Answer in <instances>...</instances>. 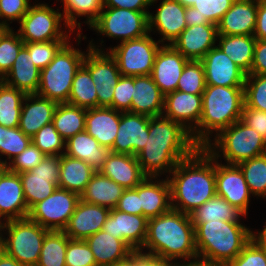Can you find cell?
Instances as JSON below:
<instances>
[{
    "mask_svg": "<svg viewBox=\"0 0 266 266\" xmlns=\"http://www.w3.org/2000/svg\"><path fill=\"white\" fill-rule=\"evenodd\" d=\"M235 0H197L193 6L202 18L218 25Z\"/></svg>",
    "mask_w": 266,
    "mask_h": 266,
    "instance_id": "obj_52",
    "label": "cell"
},
{
    "mask_svg": "<svg viewBox=\"0 0 266 266\" xmlns=\"http://www.w3.org/2000/svg\"><path fill=\"white\" fill-rule=\"evenodd\" d=\"M79 200V194L57 187L29 210L28 218L48 230L63 231Z\"/></svg>",
    "mask_w": 266,
    "mask_h": 266,
    "instance_id": "obj_13",
    "label": "cell"
},
{
    "mask_svg": "<svg viewBox=\"0 0 266 266\" xmlns=\"http://www.w3.org/2000/svg\"><path fill=\"white\" fill-rule=\"evenodd\" d=\"M167 178L172 209L191 214L216 195L215 158L199 147L190 157L180 161Z\"/></svg>",
    "mask_w": 266,
    "mask_h": 266,
    "instance_id": "obj_2",
    "label": "cell"
},
{
    "mask_svg": "<svg viewBox=\"0 0 266 266\" xmlns=\"http://www.w3.org/2000/svg\"><path fill=\"white\" fill-rule=\"evenodd\" d=\"M68 104L85 109L98 107L95 83L89 70L83 64L73 79Z\"/></svg>",
    "mask_w": 266,
    "mask_h": 266,
    "instance_id": "obj_40",
    "label": "cell"
},
{
    "mask_svg": "<svg viewBox=\"0 0 266 266\" xmlns=\"http://www.w3.org/2000/svg\"><path fill=\"white\" fill-rule=\"evenodd\" d=\"M249 74L266 75V39H256L254 58Z\"/></svg>",
    "mask_w": 266,
    "mask_h": 266,
    "instance_id": "obj_58",
    "label": "cell"
},
{
    "mask_svg": "<svg viewBox=\"0 0 266 266\" xmlns=\"http://www.w3.org/2000/svg\"><path fill=\"white\" fill-rule=\"evenodd\" d=\"M188 59L172 45L164 44L158 50L151 77L165 96L177 90L180 76Z\"/></svg>",
    "mask_w": 266,
    "mask_h": 266,
    "instance_id": "obj_20",
    "label": "cell"
},
{
    "mask_svg": "<svg viewBox=\"0 0 266 266\" xmlns=\"http://www.w3.org/2000/svg\"><path fill=\"white\" fill-rule=\"evenodd\" d=\"M69 239L63 231L49 230L36 266H66L65 255Z\"/></svg>",
    "mask_w": 266,
    "mask_h": 266,
    "instance_id": "obj_42",
    "label": "cell"
},
{
    "mask_svg": "<svg viewBox=\"0 0 266 266\" xmlns=\"http://www.w3.org/2000/svg\"><path fill=\"white\" fill-rule=\"evenodd\" d=\"M2 231H7L8 237H4ZM48 231L28 217L3 221L0 224V249L24 266H36Z\"/></svg>",
    "mask_w": 266,
    "mask_h": 266,
    "instance_id": "obj_8",
    "label": "cell"
},
{
    "mask_svg": "<svg viewBox=\"0 0 266 266\" xmlns=\"http://www.w3.org/2000/svg\"><path fill=\"white\" fill-rule=\"evenodd\" d=\"M32 61L29 51L23 47L10 71L1 80L25 94H36L39 89L40 69Z\"/></svg>",
    "mask_w": 266,
    "mask_h": 266,
    "instance_id": "obj_32",
    "label": "cell"
},
{
    "mask_svg": "<svg viewBox=\"0 0 266 266\" xmlns=\"http://www.w3.org/2000/svg\"><path fill=\"white\" fill-rule=\"evenodd\" d=\"M165 178L158 181L157 177H146L138 185L140 207L147 219L160 216L172 209L170 183L168 178Z\"/></svg>",
    "mask_w": 266,
    "mask_h": 266,
    "instance_id": "obj_26",
    "label": "cell"
},
{
    "mask_svg": "<svg viewBox=\"0 0 266 266\" xmlns=\"http://www.w3.org/2000/svg\"><path fill=\"white\" fill-rule=\"evenodd\" d=\"M178 2H180L184 7L188 8V7H192L194 2L197 0H177Z\"/></svg>",
    "mask_w": 266,
    "mask_h": 266,
    "instance_id": "obj_67",
    "label": "cell"
},
{
    "mask_svg": "<svg viewBox=\"0 0 266 266\" xmlns=\"http://www.w3.org/2000/svg\"><path fill=\"white\" fill-rule=\"evenodd\" d=\"M66 266H97L89 245L85 240L69 239L65 255Z\"/></svg>",
    "mask_w": 266,
    "mask_h": 266,
    "instance_id": "obj_50",
    "label": "cell"
},
{
    "mask_svg": "<svg viewBox=\"0 0 266 266\" xmlns=\"http://www.w3.org/2000/svg\"><path fill=\"white\" fill-rule=\"evenodd\" d=\"M157 0H151L150 6H154ZM156 14L149 12V33L156 30L162 38L158 40L162 45L165 41L171 45L187 27L184 7L177 0H162ZM154 27V28H153Z\"/></svg>",
    "mask_w": 266,
    "mask_h": 266,
    "instance_id": "obj_18",
    "label": "cell"
},
{
    "mask_svg": "<svg viewBox=\"0 0 266 266\" xmlns=\"http://www.w3.org/2000/svg\"><path fill=\"white\" fill-rule=\"evenodd\" d=\"M149 256L180 264L198 261L195 228L189 214L171 209L160 216L148 219L147 236L142 247ZM178 259V260H177ZM191 259V260H190ZM176 260V261H175Z\"/></svg>",
    "mask_w": 266,
    "mask_h": 266,
    "instance_id": "obj_3",
    "label": "cell"
},
{
    "mask_svg": "<svg viewBox=\"0 0 266 266\" xmlns=\"http://www.w3.org/2000/svg\"><path fill=\"white\" fill-rule=\"evenodd\" d=\"M109 153V148L101 146L86 131L79 132L65 141L64 154L75 159L83 160L96 172H99L103 167Z\"/></svg>",
    "mask_w": 266,
    "mask_h": 266,
    "instance_id": "obj_33",
    "label": "cell"
},
{
    "mask_svg": "<svg viewBox=\"0 0 266 266\" xmlns=\"http://www.w3.org/2000/svg\"><path fill=\"white\" fill-rule=\"evenodd\" d=\"M46 155L42 153L32 142L19 155L12 159L7 164V169L22 173L34 169Z\"/></svg>",
    "mask_w": 266,
    "mask_h": 266,
    "instance_id": "obj_51",
    "label": "cell"
},
{
    "mask_svg": "<svg viewBox=\"0 0 266 266\" xmlns=\"http://www.w3.org/2000/svg\"><path fill=\"white\" fill-rule=\"evenodd\" d=\"M206 85L244 87L246 74L218 46L201 59Z\"/></svg>",
    "mask_w": 266,
    "mask_h": 266,
    "instance_id": "obj_19",
    "label": "cell"
},
{
    "mask_svg": "<svg viewBox=\"0 0 266 266\" xmlns=\"http://www.w3.org/2000/svg\"><path fill=\"white\" fill-rule=\"evenodd\" d=\"M164 109V95L151 75L134 76L131 112L150 117L160 116Z\"/></svg>",
    "mask_w": 266,
    "mask_h": 266,
    "instance_id": "obj_31",
    "label": "cell"
},
{
    "mask_svg": "<svg viewBox=\"0 0 266 266\" xmlns=\"http://www.w3.org/2000/svg\"><path fill=\"white\" fill-rule=\"evenodd\" d=\"M185 21L187 27L194 25L213 24L207 18H202L194 7H188L185 11Z\"/></svg>",
    "mask_w": 266,
    "mask_h": 266,
    "instance_id": "obj_62",
    "label": "cell"
},
{
    "mask_svg": "<svg viewBox=\"0 0 266 266\" xmlns=\"http://www.w3.org/2000/svg\"><path fill=\"white\" fill-rule=\"evenodd\" d=\"M150 116L122 112L111 152L136 156L146 145Z\"/></svg>",
    "mask_w": 266,
    "mask_h": 266,
    "instance_id": "obj_16",
    "label": "cell"
},
{
    "mask_svg": "<svg viewBox=\"0 0 266 266\" xmlns=\"http://www.w3.org/2000/svg\"><path fill=\"white\" fill-rule=\"evenodd\" d=\"M25 96L24 92L6 85L0 79V125L7 128L19 127Z\"/></svg>",
    "mask_w": 266,
    "mask_h": 266,
    "instance_id": "obj_41",
    "label": "cell"
},
{
    "mask_svg": "<svg viewBox=\"0 0 266 266\" xmlns=\"http://www.w3.org/2000/svg\"><path fill=\"white\" fill-rule=\"evenodd\" d=\"M241 121L266 140V112L248 108L244 104Z\"/></svg>",
    "mask_w": 266,
    "mask_h": 266,
    "instance_id": "obj_57",
    "label": "cell"
},
{
    "mask_svg": "<svg viewBox=\"0 0 266 266\" xmlns=\"http://www.w3.org/2000/svg\"><path fill=\"white\" fill-rule=\"evenodd\" d=\"M245 101L244 87L206 85L202 93V113L198 127L191 133L193 141L204 147L211 134L241 120Z\"/></svg>",
    "mask_w": 266,
    "mask_h": 266,
    "instance_id": "obj_5",
    "label": "cell"
},
{
    "mask_svg": "<svg viewBox=\"0 0 266 266\" xmlns=\"http://www.w3.org/2000/svg\"><path fill=\"white\" fill-rule=\"evenodd\" d=\"M217 37V25H194L186 27L171 45L188 60H201L216 46Z\"/></svg>",
    "mask_w": 266,
    "mask_h": 266,
    "instance_id": "obj_23",
    "label": "cell"
},
{
    "mask_svg": "<svg viewBox=\"0 0 266 266\" xmlns=\"http://www.w3.org/2000/svg\"><path fill=\"white\" fill-rule=\"evenodd\" d=\"M134 88V76H121L114 86L111 108L121 112H131V102Z\"/></svg>",
    "mask_w": 266,
    "mask_h": 266,
    "instance_id": "obj_53",
    "label": "cell"
},
{
    "mask_svg": "<svg viewBox=\"0 0 266 266\" xmlns=\"http://www.w3.org/2000/svg\"><path fill=\"white\" fill-rule=\"evenodd\" d=\"M86 109L68 103H58L53 124L61 137L67 141L75 134L85 131Z\"/></svg>",
    "mask_w": 266,
    "mask_h": 266,
    "instance_id": "obj_39",
    "label": "cell"
},
{
    "mask_svg": "<svg viewBox=\"0 0 266 266\" xmlns=\"http://www.w3.org/2000/svg\"><path fill=\"white\" fill-rule=\"evenodd\" d=\"M257 8L256 0H235L217 25L218 35H253Z\"/></svg>",
    "mask_w": 266,
    "mask_h": 266,
    "instance_id": "obj_25",
    "label": "cell"
},
{
    "mask_svg": "<svg viewBox=\"0 0 266 266\" xmlns=\"http://www.w3.org/2000/svg\"><path fill=\"white\" fill-rule=\"evenodd\" d=\"M0 266H24L0 249Z\"/></svg>",
    "mask_w": 266,
    "mask_h": 266,
    "instance_id": "obj_64",
    "label": "cell"
},
{
    "mask_svg": "<svg viewBox=\"0 0 266 266\" xmlns=\"http://www.w3.org/2000/svg\"><path fill=\"white\" fill-rule=\"evenodd\" d=\"M251 239L261 248L266 250V224L264 226V229L260 232L258 231L251 233Z\"/></svg>",
    "mask_w": 266,
    "mask_h": 266,
    "instance_id": "obj_63",
    "label": "cell"
},
{
    "mask_svg": "<svg viewBox=\"0 0 266 266\" xmlns=\"http://www.w3.org/2000/svg\"><path fill=\"white\" fill-rule=\"evenodd\" d=\"M9 27L6 26L4 23L0 21V37L3 35V33L8 29Z\"/></svg>",
    "mask_w": 266,
    "mask_h": 266,
    "instance_id": "obj_69",
    "label": "cell"
},
{
    "mask_svg": "<svg viewBox=\"0 0 266 266\" xmlns=\"http://www.w3.org/2000/svg\"><path fill=\"white\" fill-rule=\"evenodd\" d=\"M253 36L256 39H266V3L258 2L256 27Z\"/></svg>",
    "mask_w": 266,
    "mask_h": 266,
    "instance_id": "obj_60",
    "label": "cell"
},
{
    "mask_svg": "<svg viewBox=\"0 0 266 266\" xmlns=\"http://www.w3.org/2000/svg\"><path fill=\"white\" fill-rule=\"evenodd\" d=\"M124 190L115 181L100 172H95L81 193L80 199L90 204L114 209Z\"/></svg>",
    "mask_w": 266,
    "mask_h": 266,
    "instance_id": "obj_34",
    "label": "cell"
},
{
    "mask_svg": "<svg viewBox=\"0 0 266 266\" xmlns=\"http://www.w3.org/2000/svg\"><path fill=\"white\" fill-rule=\"evenodd\" d=\"M99 172L124 189L135 188L146 178L136 156L111 151Z\"/></svg>",
    "mask_w": 266,
    "mask_h": 266,
    "instance_id": "obj_27",
    "label": "cell"
},
{
    "mask_svg": "<svg viewBox=\"0 0 266 266\" xmlns=\"http://www.w3.org/2000/svg\"><path fill=\"white\" fill-rule=\"evenodd\" d=\"M198 261L226 266L251 240V229L240 222L208 221L193 224Z\"/></svg>",
    "mask_w": 266,
    "mask_h": 266,
    "instance_id": "obj_4",
    "label": "cell"
},
{
    "mask_svg": "<svg viewBox=\"0 0 266 266\" xmlns=\"http://www.w3.org/2000/svg\"><path fill=\"white\" fill-rule=\"evenodd\" d=\"M199 146L181 124L163 115L149 120L145 147L136 155L146 177L170 174L177 164L190 157Z\"/></svg>",
    "mask_w": 266,
    "mask_h": 266,
    "instance_id": "obj_1",
    "label": "cell"
},
{
    "mask_svg": "<svg viewBox=\"0 0 266 266\" xmlns=\"http://www.w3.org/2000/svg\"><path fill=\"white\" fill-rule=\"evenodd\" d=\"M58 11V8L56 11L45 3L31 5L19 22L18 34L24 43L69 40L73 31L65 22L61 24L64 18L63 14ZM62 25L66 26L69 34L65 30L63 32Z\"/></svg>",
    "mask_w": 266,
    "mask_h": 266,
    "instance_id": "obj_9",
    "label": "cell"
},
{
    "mask_svg": "<svg viewBox=\"0 0 266 266\" xmlns=\"http://www.w3.org/2000/svg\"><path fill=\"white\" fill-rule=\"evenodd\" d=\"M252 196L266 199V154L237 164Z\"/></svg>",
    "mask_w": 266,
    "mask_h": 266,
    "instance_id": "obj_43",
    "label": "cell"
},
{
    "mask_svg": "<svg viewBox=\"0 0 266 266\" xmlns=\"http://www.w3.org/2000/svg\"><path fill=\"white\" fill-rule=\"evenodd\" d=\"M64 5L63 18L64 22L74 32L77 31L78 45L81 43V23L77 22L80 16H86L85 23L90 26L100 14L103 8V0H60ZM76 27L78 28L77 30Z\"/></svg>",
    "mask_w": 266,
    "mask_h": 266,
    "instance_id": "obj_38",
    "label": "cell"
},
{
    "mask_svg": "<svg viewBox=\"0 0 266 266\" xmlns=\"http://www.w3.org/2000/svg\"><path fill=\"white\" fill-rule=\"evenodd\" d=\"M31 142L47 156H61L65 153V140L57 132L53 122L46 124L33 135Z\"/></svg>",
    "mask_w": 266,
    "mask_h": 266,
    "instance_id": "obj_47",
    "label": "cell"
},
{
    "mask_svg": "<svg viewBox=\"0 0 266 266\" xmlns=\"http://www.w3.org/2000/svg\"><path fill=\"white\" fill-rule=\"evenodd\" d=\"M85 241L94 254L97 266H115L134 253L122 239L114 238L102 229Z\"/></svg>",
    "mask_w": 266,
    "mask_h": 266,
    "instance_id": "obj_30",
    "label": "cell"
},
{
    "mask_svg": "<svg viewBox=\"0 0 266 266\" xmlns=\"http://www.w3.org/2000/svg\"><path fill=\"white\" fill-rule=\"evenodd\" d=\"M110 210L80 199L63 232L70 239L86 240L103 228Z\"/></svg>",
    "mask_w": 266,
    "mask_h": 266,
    "instance_id": "obj_22",
    "label": "cell"
},
{
    "mask_svg": "<svg viewBox=\"0 0 266 266\" xmlns=\"http://www.w3.org/2000/svg\"><path fill=\"white\" fill-rule=\"evenodd\" d=\"M86 54L67 41L47 67L40 70L37 95L57 103H68L72 82Z\"/></svg>",
    "mask_w": 266,
    "mask_h": 266,
    "instance_id": "obj_7",
    "label": "cell"
},
{
    "mask_svg": "<svg viewBox=\"0 0 266 266\" xmlns=\"http://www.w3.org/2000/svg\"><path fill=\"white\" fill-rule=\"evenodd\" d=\"M24 47V41L18 32L10 27L0 37V79L11 69L20 50Z\"/></svg>",
    "mask_w": 266,
    "mask_h": 266,
    "instance_id": "obj_46",
    "label": "cell"
},
{
    "mask_svg": "<svg viewBox=\"0 0 266 266\" xmlns=\"http://www.w3.org/2000/svg\"><path fill=\"white\" fill-rule=\"evenodd\" d=\"M28 214L20 176L7 170L0 179V224L3 220L27 218Z\"/></svg>",
    "mask_w": 266,
    "mask_h": 266,
    "instance_id": "obj_24",
    "label": "cell"
},
{
    "mask_svg": "<svg viewBox=\"0 0 266 266\" xmlns=\"http://www.w3.org/2000/svg\"><path fill=\"white\" fill-rule=\"evenodd\" d=\"M57 105V102L37 94H26L22 102L19 129L32 137L43 126L53 121Z\"/></svg>",
    "mask_w": 266,
    "mask_h": 266,
    "instance_id": "obj_28",
    "label": "cell"
},
{
    "mask_svg": "<svg viewBox=\"0 0 266 266\" xmlns=\"http://www.w3.org/2000/svg\"><path fill=\"white\" fill-rule=\"evenodd\" d=\"M31 143V137L26 135L19 127L7 128L0 125V156L4 155L10 162ZM7 159L0 163L8 164Z\"/></svg>",
    "mask_w": 266,
    "mask_h": 266,
    "instance_id": "obj_44",
    "label": "cell"
},
{
    "mask_svg": "<svg viewBox=\"0 0 266 266\" xmlns=\"http://www.w3.org/2000/svg\"><path fill=\"white\" fill-rule=\"evenodd\" d=\"M67 41L69 40L29 42L24 43V47L29 51L34 65L42 70L49 65L56 53Z\"/></svg>",
    "mask_w": 266,
    "mask_h": 266,
    "instance_id": "obj_49",
    "label": "cell"
},
{
    "mask_svg": "<svg viewBox=\"0 0 266 266\" xmlns=\"http://www.w3.org/2000/svg\"><path fill=\"white\" fill-rule=\"evenodd\" d=\"M59 170L60 156L46 155L34 169L19 174L28 210L56 190Z\"/></svg>",
    "mask_w": 266,
    "mask_h": 266,
    "instance_id": "obj_14",
    "label": "cell"
},
{
    "mask_svg": "<svg viewBox=\"0 0 266 266\" xmlns=\"http://www.w3.org/2000/svg\"><path fill=\"white\" fill-rule=\"evenodd\" d=\"M257 2H265L266 3V0H256Z\"/></svg>",
    "mask_w": 266,
    "mask_h": 266,
    "instance_id": "obj_70",
    "label": "cell"
},
{
    "mask_svg": "<svg viewBox=\"0 0 266 266\" xmlns=\"http://www.w3.org/2000/svg\"><path fill=\"white\" fill-rule=\"evenodd\" d=\"M226 266H266V250L251 239L241 253Z\"/></svg>",
    "mask_w": 266,
    "mask_h": 266,
    "instance_id": "obj_54",
    "label": "cell"
},
{
    "mask_svg": "<svg viewBox=\"0 0 266 266\" xmlns=\"http://www.w3.org/2000/svg\"><path fill=\"white\" fill-rule=\"evenodd\" d=\"M151 34L141 38L120 42L107 49L115 58L122 76L151 75L156 54L162 45Z\"/></svg>",
    "mask_w": 266,
    "mask_h": 266,
    "instance_id": "obj_11",
    "label": "cell"
},
{
    "mask_svg": "<svg viewBox=\"0 0 266 266\" xmlns=\"http://www.w3.org/2000/svg\"><path fill=\"white\" fill-rule=\"evenodd\" d=\"M151 0H103V8H123L134 11H147Z\"/></svg>",
    "mask_w": 266,
    "mask_h": 266,
    "instance_id": "obj_59",
    "label": "cell"
},
{
    "mask_svg": "<svg viewBox=\"0 0 266 266\" xmlns=\"http://www.w3.org/2000/svg\"><path fill=\"white\" fill-rule=\"evenodd\" d=\"M205 70L201 60H188L179 78L177 90L202 94L205 90Z\"/></svg>",
    "mask_w": 266,
    "mask_h": 266,
    "instance_id": "obj_45",
    "label": "cell"
},
{
    "mask_svg": "<svg viewBox=\"0 0 266 266\" xmlns=\"http://www.w3.org/2000/svg\"><path fill=\"white\" fill-rule=\"evenodd\" d=\"M99 47H96L93 39L90 41L83 65L89 70L95 83L98 107H110L113 102L114 86L122 75L115 58Z\"/></svg>",
    "mask_w": 266,
    "mask_h": 266,
    "instance_id": "obj_12",
    "label": "cell"
},
{
    "mask_svg": "<svg viewBox=\"0 0 266 266\" xmlns=\"http://www.w3.org/2000/svg\"><path fill=\"white\" fill-rule=\"evenodd\" d=\"M178 266H221V265H213V264H206V263H202V262H193V263H180L178 264Z\"/></svg>",
    "mask_w": 266,
    "mask_h": 266,
    "instance_id": "obj_66",
    "label": "cell"
},
{
    "mask_svg": "<svg viewBox=\"0 0 266 266\" xmlns=\"http://www.w3.org/2000/svg\"><path fill=\"white\" fill-rule=\"evenodd\" d=\"M217 46L248 75L254 58L256 38L253 35H218Z\"/></svg>",
    "mask_w": 266,
    "mask_h": 266,
    "instance_id": "obj_36",
    "label": "cell"
},
{
    "mask_svg": "<svg viewBox=\"0 0 266 266\" xmlns=\"http://www.w3.org/2000/svg\"><path fill=\"white\" fill-rule=\"evenodd\" d=\"M191 221L193 224H201L208 221H228L240 222L241 216L246 215L237 207L232 206L223 197L215 195L208 199L203 205L195 209L191 214Z\"/></svg>",
    "mask_w": 266,
    "mask_h": 266,
    "instance_id": "obj_37",
    "label": "cell"
},
{
    "mask_svg": "<svg viewBox=\"0 0 266 266\" xmlns=\"http://www.w3.org/2000/svg\"><path fill=\"white\" fill-rule=\"evenodd\" d=\"M203 148L216 160L222 156L226 164L237 165L266 154V140L253 128L238 120L221 130L214 140H210Z\"/></svg>",
    "mask_w": 266,
    "mask_h": 266,
    "instance_id": "obj_6",
    "label": "cell"
},
{
    "mask_svg": "<svg viewBox=\"0 0 266 266\" xmlns=\"http://www.w3.org/2000/svg\"><path fill=\"white\" fill-rule=\"evenodd\" d=\"M107 11H106V10ZM148 11L123 8H102L90 28L100 35L116 38L121 42L141 38L149 34Z\"/></svg>",
    "mask_w": 266,
    "mask_h": 266,
    "instance_id": "obj_10",
    "label": "cell"
},
{
    "mask_svg": "<svg viewBox=\"0 0 266 266\" xmlns=\"http://www.w3.org/2000/svg\"><path fill=\"white\" fill-rule=\"evenodd\" d=\"M95 172L83 160L62 154L60 156L58 187L81 195Z\"/></svg>",
    "mask_w": 266,
    "mask_h": 266,
    "instance_id": "obj_35",
    "label": "cell"
},
{
    "mask_svg": "<svg viewBox=\"0 0 266 266\" xmlns=\"http://www.w3.org/2000/svg\"><path fill=\"white\" fill-rule=\"evenodd\" d=\"M202 113V94L174 91L164 96L162 115L181 124L192 133L199 124Z\"/></svg>",
    "mask_w": 266,
    "mask_h": 266,
    "instance_id": "obj_21",
    "label": "cell"
},
{
    "mask_svg": "<svg viewBox=\"0 0 266 266\" xmlns=\"http://www.w3.org/2000/svg\"><path fill=\"white\" fill-rule=\"evenodd\" d=\"M148 219L111 209L102 230L112 237L122 239L134 252H142L147 236Z\"/></svg>",
    "mask_w": 266,
    "mask_h": 266,
    "instance_id": "obj_17",
    "label": "cell"
},
{
    "mask_svg": "<svg viewBox=\"0 0 266 266\" xmlns=\"http://www.w3.org/2000/svg\"><path fill=\"white\" fill-rule=\"evenodd\" d=\"M137 266H178V264L137 252Z\"/></svg>",
    "mask_w": 266,
    "mask_h": 266,
    "instance_id": "obj_61",
    "label": "cell"
},
{
    "mask_svg": "<svg viewBox=\"0 0 266 266\" xmlns=\"http://www.w3.org/2000/svg\"><path fill=\"white\" fill-rule=\"evenodd\" d=\"M7 165L0 163V179L2 177V175L7 171Z\"/></svg>",
    "mask_w": 266,
    "mask_h": 266,
    "instance_id": "obj_68",
    "label": "cell"
},
{
    "mask_svg": "<svg viewBox=\"0 0 266 266\" xmlns=\"http://www.w3.org/2000/svg\"><path fill=\"white\" fill-rule=\"evenodd\" d=\"M244 101L248 108L266 112V75H246Z\"/></svg>",
    "mask_w": 266,
    "mask_h": 266,
    "instance_id": "obj_48",
    "label": "cell"
},
{
    "mask_svg": "<svg viewBox=\"0 0 266 266\" xmlns=\"http://www.w3.org/2000/svg\"><path fill=\"white\" fill-rule=\"evenodd\" d=\"M218 162L215 159L216 195L223 197L247 216L251 192L243 173L237 165Z\"/></svg>",
    "mask_w": 266,
    "mask_h": 266,
    "instance_id": "obj_15",
    "label": "cell"
},
{
    "mask_svg": "<svg viewBox=\"0 0 266 266\" xmlns=\"http://www.w3.org/2000/svg\"><path fill=\"white\" fill-rule=\"evenodd\" d=\"M121 113L111 107L88 108L85 131L101 146L111 149L117 136Z\"/></svg>",
    "mask_w": 266,
    "mask_h": 266,
    "instance_id": "obj_29",
    "label": "cell"
},
{
    "mask_svg": "<svg viewBox=\"0 0 266 266\" xmlns=\"http://www.w3.org/2000/svg\"><path fill=\"white\" fill-rule=\"evenodd\" d=\"M115 266H137V252H134L127 260L120 262Z\"/></svg>",
    "mask_w": 266,
    "mask_h": 266,
    "instance_id": "obj_65",
    "label": "cell"
},
{
    "mask_svg": "<svg viewBox=\"0 0 266 266\" xmlns=\"http://www.w3.org/2000/svg\"><path fill=\"white\" fill-rule=\"evenodd\" d=\"M115 209L128 214L143 215L138 185L135 188L124 190Z\"/></svg>",
    "mask_w": 266,
    "mask_h": 266,
    "instance_id": "obj_56",
    "label": "cell"
},
{
    "mask_svg": "<svg viewBox=\"0 0 266 266\" xmlns=\"http://www.w3.org/2000/svg\"><path fill=\"white\" fill-rule=\"evenodd\" d=\"M30 6V0H0V21L10 28L7 21L20 22Z\"/></svg>",
    "mask_w": 266,
    "mask_h": 266,
    "instance_id": "obj_55",
    "label": "cell"
}]
</instances>
